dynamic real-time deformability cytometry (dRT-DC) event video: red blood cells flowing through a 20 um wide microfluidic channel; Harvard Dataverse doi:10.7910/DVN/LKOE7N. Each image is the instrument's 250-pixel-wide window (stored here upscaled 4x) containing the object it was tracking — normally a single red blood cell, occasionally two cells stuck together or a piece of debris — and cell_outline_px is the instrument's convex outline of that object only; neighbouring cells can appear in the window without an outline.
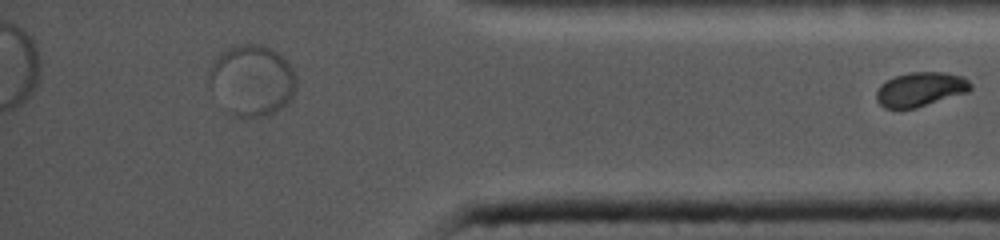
{"species": "common noctule bat (a hibernating species)", "species_latin": "Nyctalus noctula", "temperature_condition": "cold", "stored_images_in_passage": 28, "segment_of_instrument_passage": [2, 2], "camera_frame_rate_fps": 5000, "um_per_image_px": 0.085, "animal": {"sex": "female", "body_mass_g": 19.0, "forearm_length_mm": 56.7}, "frame": {"image": 1, "passage_image": 28, "time_ms": 11.8, "image_size_px": [1000, 240], "cell_outline_px": [[972, 88], [968, 92], [916, 108], [884, 108], [876, 100], [876, 92], [880, 84], [896, 76], [908, 72], [944, 72], [964, 76], [972, 84]], "centroid_in_image_um": [78.25, 7.58], "position_along_channel_um": 356.9, "area_um2": 18.9}}